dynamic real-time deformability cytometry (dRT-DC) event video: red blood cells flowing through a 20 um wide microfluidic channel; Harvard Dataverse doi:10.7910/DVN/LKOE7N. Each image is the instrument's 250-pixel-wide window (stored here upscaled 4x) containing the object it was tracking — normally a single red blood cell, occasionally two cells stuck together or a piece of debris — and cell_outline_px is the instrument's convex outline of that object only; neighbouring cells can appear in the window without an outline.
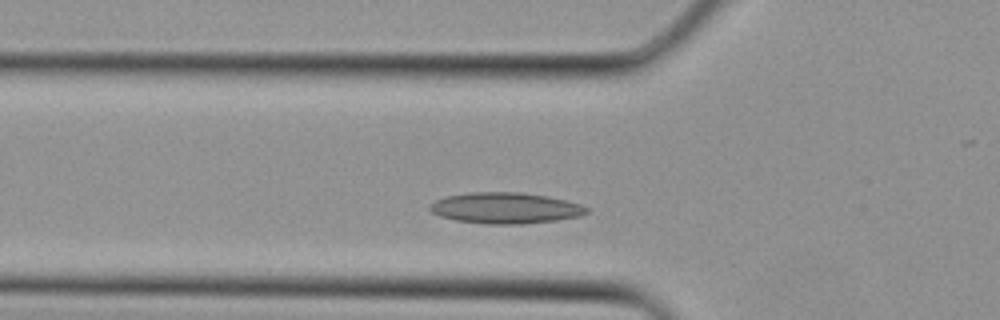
{"species": "Egyptian fruit bat (a non-hibernating species)", "species_latin": "Rousettus aegyptiacus", "temperature_condition": "cold", "stored_images_in_passage": 2, "camera_frame_rate_fps": 3000, "um_per_image_px": 0.085, "animal": {"sex": "female"}, "frame": {"image": 1, "passage_image": 2, "time_ms": 0.333, "image_size_px": [1000, 320], "cell_outline_px": [[588, 212], [576, 216], [556, 220], [524, 224], [484, 224], [456, 220], [440, 216], [432, 212], [428, 208], [436, 200], [448, 196], [468, 192], [520, 192], [544, 196], [564, 200], [580, 204], [588, 208]], "centroid_in_image_um": [42.93, 17.68], "position_along_channel_um": 82.9, "area_um2": 28.03}}